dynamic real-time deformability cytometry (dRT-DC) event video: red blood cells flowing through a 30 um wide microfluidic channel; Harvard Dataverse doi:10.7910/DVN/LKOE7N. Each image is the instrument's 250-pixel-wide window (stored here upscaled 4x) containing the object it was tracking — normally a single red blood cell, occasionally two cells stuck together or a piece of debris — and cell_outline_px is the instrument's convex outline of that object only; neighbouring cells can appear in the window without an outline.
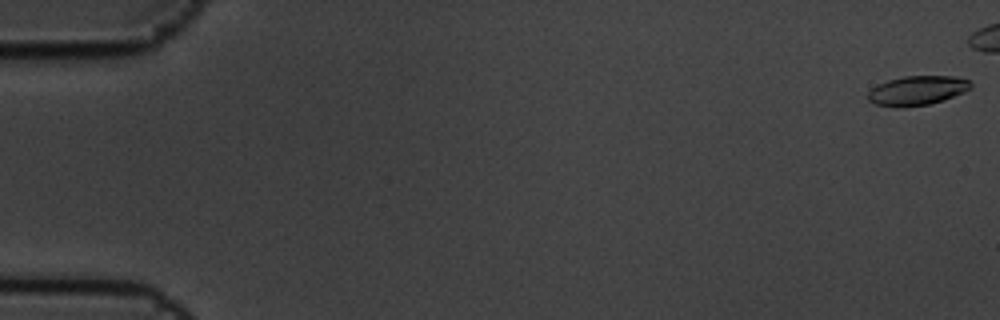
{"species": "common noctule bat (a hibernating species)", "species_latin": "Nyctalus noctula", "temperature_condition": "cold", "stored_images_in_passage": 7, "camera_frame_rate_fps": 3000, "um_per_image_px": 0.085, "animal": {"sex": "male", "body_mass_g": 19.5, "forearm_length_mm": 54.6}, "frame": {"image": 1, "passage_image": 1, "time_ms": 0.0, "image_size_px": [1000, 320], "cell_outline_px": [[972, 88], [964, 92], [944, 100], [928, 104], [876, 104], [868, 100], [868, 92], [872, 88], [888, 80], [904, 76], [956, 76], [968, 80], [972, 84]], "centroid_in_image_um": [78.05, 7.64], "position_along_channel_um": 7.0, "area_um2": 16.82}}